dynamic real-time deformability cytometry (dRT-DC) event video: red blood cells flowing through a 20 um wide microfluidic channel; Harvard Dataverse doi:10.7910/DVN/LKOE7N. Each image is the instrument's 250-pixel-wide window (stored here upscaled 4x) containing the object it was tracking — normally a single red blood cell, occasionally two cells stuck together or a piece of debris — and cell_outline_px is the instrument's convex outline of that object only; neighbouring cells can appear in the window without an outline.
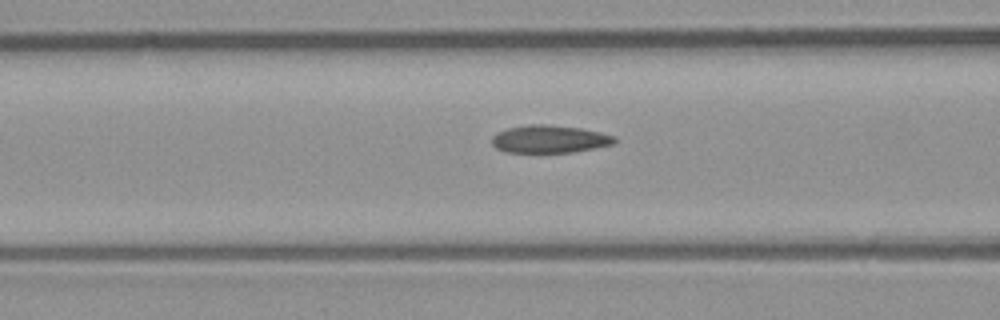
{"species": "common noctule bat (a hibernating species)", "species_latin": "Nyctalus noctula", "temperature_condition": "room temperature", "stored_images_in_passage": 18, "camera_frame_rate_fps": 3000, "um_per_image_px": 0.085, "animal": {"sex": "male", "body_mass_g": 23.1, "forearm_length_mm": 52.7}, "frame": {"image": 1, "passage_image": 16, "time_ms": 5.0, "image_size_px": [1000, 320], "cell_outline_px": [[616, 144], [596, 148], [572, 152], [504, 152], [496, 148], [492, 144], [492, 136], [496, 132], [508, 128], [528, 124], [544, 124], [580, 128], [600, 132], [616, 136]], "centroid_in_image_um": [46.72, 11.82], "position_along_channel_um": 119.9, "area_um2": 19.94}}